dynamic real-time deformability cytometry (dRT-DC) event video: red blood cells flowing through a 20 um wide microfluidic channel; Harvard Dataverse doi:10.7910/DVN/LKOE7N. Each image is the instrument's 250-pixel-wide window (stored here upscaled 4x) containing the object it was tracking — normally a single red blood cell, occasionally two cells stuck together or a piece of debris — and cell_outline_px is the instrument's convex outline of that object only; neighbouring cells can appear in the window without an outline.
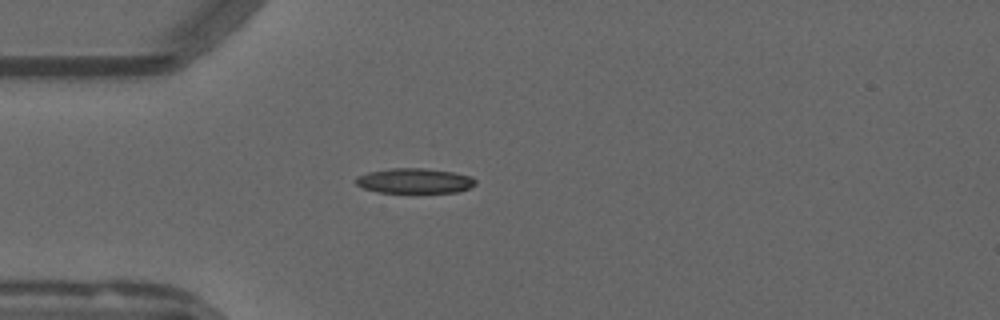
{"species": "common noctule bat (a hibernating species)", "species_latin": "Nyctalus noctula", "temperature_condition": "warm", "stored_images_in_passage": 51, "camera_frame_rate_fps": 3000, "um_per_image_px": 0.085, "animal": {"sex": "male", "forearm_length_mm": 52.5}, "frame": {"image": 1, "passage_image": 12, "time_ms": 3.667, "image_size_px": [1000, 320], "cell_outline_px": [[476, 184], [468, 188], [456, 192], [376, 192], [364, 188], [356, 184], [356, 176], [368, 172], [392, 168], [424, 168], [452, 172], [472, 176], [476, 180]], "centroid_in_image_um": [35.23, 15.36], "position_along_channel_um": 49.8, "area_um2": 17.34}}
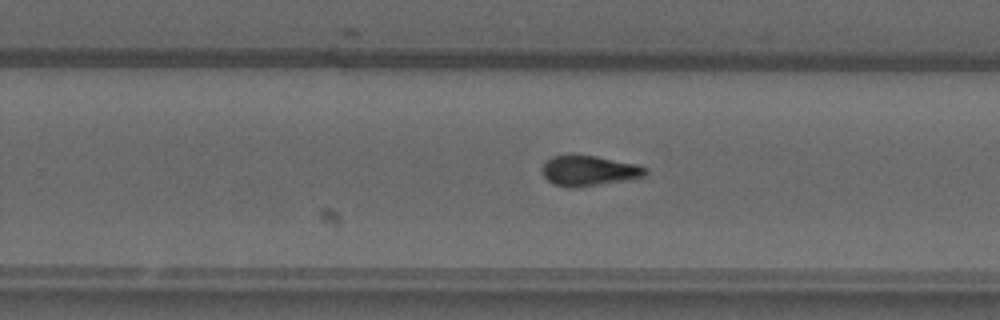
{"frame": {"image": 2, "passage_image": 31, "time_ms": 10.0, "image_size_px": [1000, 320], "cell_outline_px": [[648, 172], [644, 176], [624, 180], [576, 188], [568, 188], [552, 184], [544, 176], [540, 168], [552, 156], [596, 156], [640, 164], [648, 168]], "centroid_in_image_um": [50.08, 14.52], "position_along_channel_um": 279.7, "area_um2": 18.21}}
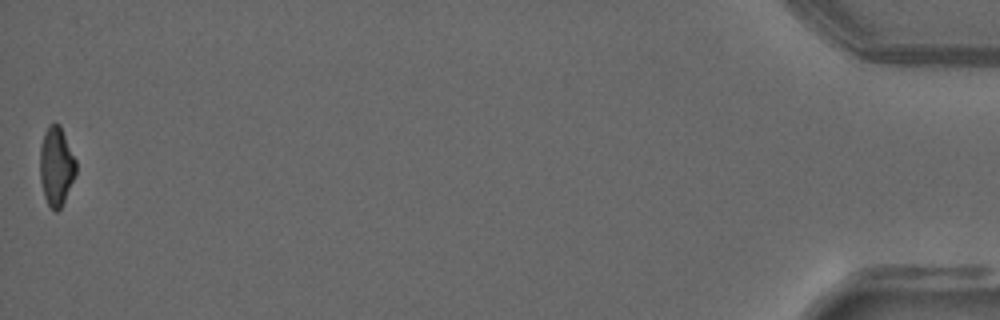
{"frame": {"image": 3, "passage_image": 51, "time_ms": 16.667, "image_size_px": [1000, 320], "cell_outline_px": [[76, 172], [64, 200], [60, 208], [56, 212], [48, 204], [44, 196], [40, 180], [40, 148], [44, 132], [48, 124], [60, 124], [76, 160]], "centroid_in_image_um": [4.77, 14.1], "position_along_channel_um": 430.4, "area_um2": 16.42}, "authors_computed_cell_mechanics": {"area_um2": 17.34, "velocity_mm_per_s": 3.8028, "shape_relaxation_time_tau1_ms": null, "shape_relaxation_time_tau2_ms": 2.15, "deformation_change_tau1": null, "deformation_change_tau2": 0.0937}}